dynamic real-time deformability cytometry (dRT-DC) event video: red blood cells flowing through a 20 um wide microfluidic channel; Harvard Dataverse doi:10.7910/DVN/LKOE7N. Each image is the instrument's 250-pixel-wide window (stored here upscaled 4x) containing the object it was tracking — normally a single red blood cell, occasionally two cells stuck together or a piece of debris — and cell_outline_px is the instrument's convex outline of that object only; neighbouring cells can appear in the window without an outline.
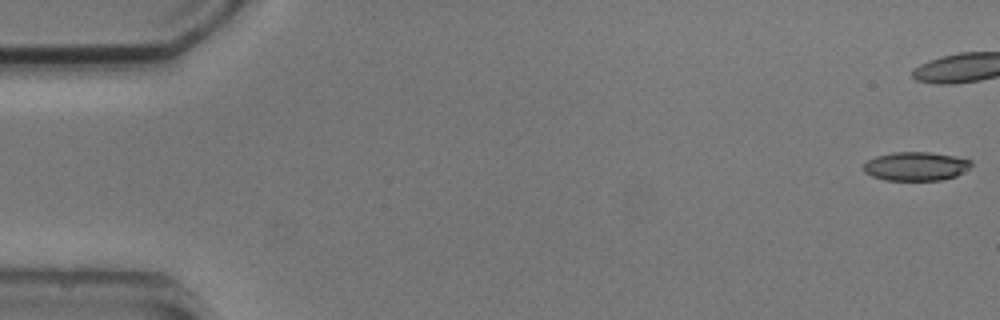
{"species": "common noctule bat (a hibernating species)", "species_latin": "Nyctalus noctula", "temperature_condition": "cold", "stored_images_in_passage": 7, "camera_frame_rate_fps": 3000, "um_per_image_px": 0.085, "animal": {"sex": "male", "body_mass_g": 20.5, "forearm_length_mm": 52.5}, "frame": {"image": 1, "passage_image": 1, "time_ms": 0.0, "image_size_px": [1000, 320], "cell_outline_px": [[972, 164], [968, 168], [956, 176], [940, 180], [884, 180], [872, 176], [864, 172], [864, 164], [868, 160], [876, 156], [892, 152], [928, 152], [956, 156], [972, 160]], "centroid_in_image_um": [77.84, 14.13], "position_along_channel_um": 7.2, "area_um2": 18.03}}